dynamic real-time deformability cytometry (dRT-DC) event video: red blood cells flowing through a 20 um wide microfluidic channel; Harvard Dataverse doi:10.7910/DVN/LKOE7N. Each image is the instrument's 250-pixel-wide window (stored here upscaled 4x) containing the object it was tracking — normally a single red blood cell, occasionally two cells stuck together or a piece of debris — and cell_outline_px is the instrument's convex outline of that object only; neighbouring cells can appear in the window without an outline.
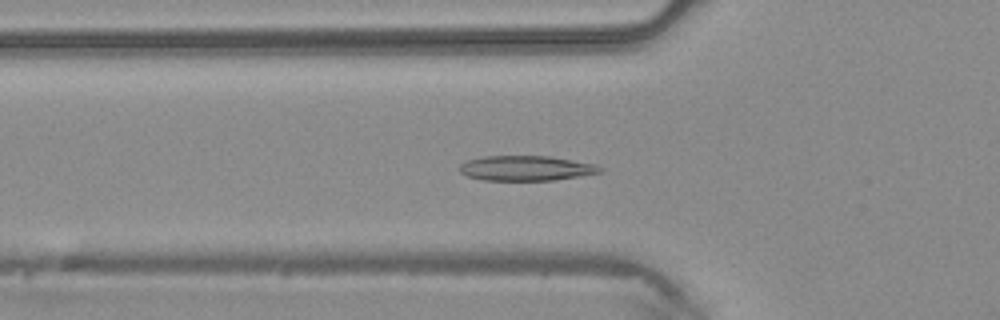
{"species": "common noctule bat (a hibernating species)", "species_latin": "Nyctalus noctula", "temperature_condition": "warm", "stored_images_in_passage": 18, "camera_frame_rate_fps": 3000, "um_per_image_px": 0.085, "animal": {"sex": "male", "body_mass_g": 20.4}, "frame": {"image": 1, "passage_image": 16, "time_ms": 5.0, "image_size_px": [1000, 320], "cell_outline_px": [[604, 168], [600, 172], [580, 176], [552, 180], [484, 180], [468, 176], [460, 172], [460, 164], [468, 160], [484, 156], [548, 156], [600, 164]], "centroid_in_image_um": [44.77, 14.29], "position_along_channel_um": 81.0, "area_um2": 20.46}}